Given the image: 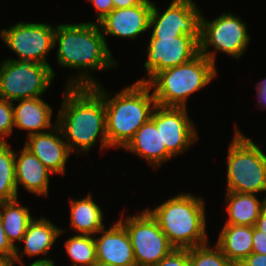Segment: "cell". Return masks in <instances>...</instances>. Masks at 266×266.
I'll return each instance as SVG.
<instances>
[{
    "mask_svg": "<svg viewBox=\"0 0 266 266\" xmlns=\"http://www.w3.org/2000/svg\"><path fill=\"white\" fill-rule=\"evenodd\" d=\"M226 211L228 219L225 224L254 226L263 207L266 197L260 201L256 194L226 192Z\"/></svg>",
    "mask_w": 266,
    "mask_h": 266,
    "instance_id": "603a6c76",
    "label": "cell"
},
{
    "mask_svg": "<svg viewBox=\"0 0 266 266\" xmlns=\"http://www.w3.org/2000/svg\"><path fill=\"white\" fill-rule=\"evenodd\" d=\"M147 210L176 249H189L208 243L205 203L200 197L180 193Z\"/></svg>",
    "mask_w": 266,
    "mask_h": 266,
    "instance_id": "277c9868",
    "label": "cell"
},
{
    "mask_svg": "<svg viewBox=\"0 0 266 266\" xmlns=\"http://www.w3.org/2000/svg\"><path fill=\"white\" fill-rule=\"evenodd\" d=\"M147 60L144 68L148 79L138 82L148 83L158 72L189 62L199 54V43L189 35L178 37H150Z\"/></svg>",
    "mask_w": 266,
    "mask_h": 266,
    "instance_id": "7c38bea8",
    "label": "cell"
},
{
    "mask_svg": "<svg viewBox=\"0 0 266 266\" xmlns=\"http://www.w3.org/2000/svg\"><path fill=\"white\" fill-rule=\"evenodd\" d=\"M52 131V132H51ZM44 133L27 136L24 146L52 173L65 174L68 157L72 153L58 126Z\"/></svg>",
    "mask_w": 266,
    "mask_h": 266,
    "instance_id": "9a60e30c",
    "label": "cell"
},
{
    "mask_svg": "<svg viewBox=\"0 0 266 266\" xmlns=\"http://www.w3.org/2000/svg\"><path fill=\"white\" fill-rule=\"evenodd\" d=\"M13 103L14 127L29 131L28 135L44 133L57 126L52 124V108L42 98H26Z\"/></svg>",
    "mask_w": 266,
    "mask_h": 266,
    "instance_id": "d6986e66",
    "label": "cell"
},
{
    "mask_svg": "<svg viewBox=\"0 0 266 266\" xmlns=\"http://www.w3.org/2000/svg\"><path fill=\"white\" fill-rule=\"evenodd\" d=\"M57 44V63L64 68L83 70L75 75L77 78H70L66 86H95L98 81L88 70H107L118 65L99 24L95 22L55 26V48Z\"/></svg>",
    "mask_w": 266,
    "mask_h": 266,
    "instance_id": "6da1fadb",
    "label": "cell"
},
{
    "mask_svg": "<svg viewBox=\"0 0 266 266\" xmlns=\"http://www.w3.org/2000/svg\"><path fill=\"white\" fill-rule=\"evenodd\" d=\"M15 174L17 191L23 185L30 193L38 196H48L49 176L52 173L25 146L18 153L15 152Z\"/></svg>",
    "mask_w": 266,
    "mask_h": 266,
    "instance_id": "e0dca14e",
    "label": "cell"
},
{
    "mask_svg": "<svg viewBox=\"0 0 266 266\" xmlns=\"http://www.w3.org/2000/svg\"><path fill=\"white\" fill-rule=\"evenodd\" d=\"M154 266H190L189 249H174Z\"/></svg>",
    "mask_w": 266,
    "mask_h": 266,
    "instance_id": "f1b7e54d",
    "label": "cell"
},
{
    "mask_svg": "<svg viewBox=\"0 0 266 266\" xmlns=\"http://www.w3.org/2000/svg\"><path fill=\"white\" fill-rule=\"evenodd\" d=\"M14 128L13 103L0 98V142H6Z\"/></svg>",
    "mask_w": 266,
    "mask_h": 266,
    "instance_id": "83f0119b",
    "label": "cell"
},
{
    "mask_svg": "<svg viewBox=\"0 0 266 266\" xmlns=\"http://www.w3.org/2000/svg\"><path fill=\"white\" fill-rule=\"evenodd\" d=\"M70 227L77 234L95 236L104 228L102 208L94 202L92 194L74 200L70 198Z\"/></svg>",
    "mask_w": 266,
    "mask_h": 266,
    "instance_id": "7402d4cb",
    "label": "cell"
},
{
    "mask_svg": "<svg viewBox=\"0 0 266 266\" xmlns=\"http://www.w3.org/2000/svg\"><path fill=\"white\" fill-rule=\"evenodd\" d=\"M208 245L189 248L190 266H236L217 245L211 247L212 249Z\"/></svg>",
    "mask_w": 266,
    "mask_h": 266,
    "instance_id": "4316f807",
    "label": "cell"
},
{
    "mask_svg": "<svg viewBox=\"0 0 266 266\" xmlns=\"http://www.w3.org/2000/svg\"><path fill=\"white\" fill-rule=\"evenodd\" d=\"M0 215L5 235L11 245L17 248L15 241H22L29 223L34 219L30 215L29 207L21 206L18 199L0 202Z\"/></svg>",
    "mask_w": 266,
    "mask_h": 266,
    "instance_id": "cb8c5ba5",
    "label": "cell"
},
{
    "mask_svg": "<svg viewBox=\"0 0 266 266\" xmlns=\"http://www.w3.org/2000/svg\"><path fill=\"white\" fill-rule=\"evenodd\" d=\"M1 62L0 98L12 103L42 96L55 78L50 65L19 58H6Z\"/></svg>",
    "mask_w": 266,
    "mask_h": 266,
    "instance_id": "52a82bcc",
    "label": "cell"
},
{
    "mask_svg": "<svg viewBox=\"0 0 266 266\" xmlns=\"http://www.w3.org/2000/svg\"><path fill=\"white\" fill-rule=\"evenodd\" d=\"M256 90H257V96H258V104H260L263 109H266V78L262 81H260L259 83H257L256 86Z\"/></svg>",
    "mask_w": 266,
    "mask_h": 266,
    "instance_id": "836d02e7",
    "label": "cell"
},
{
    "mask_svg": "<svg viewBox=\"0 0 266 266\" xmlns=\"http://www.w3.org/2000/svg\"><path fill=\"white\" fill-rule=\"evenodd\" d=\"M227 156V190L257 194L266 191V154L235 129Z\"/></svg>",
    "mask_w": 266,
    "mask_h": 266,
    "instance_id": "8992f818",
    "label": "cell"
},
{
    "mask_svg": "<svg viewBox=\"0 0 266 266\" xmlns=\"http://www.w3.org/2000/svg\"><path fill=\"white\" fill-rule=\"evenodd\" d=\"M88 2H91L97 11V21L95 22L97 24L114 9L112 0H88Z\"/></svg>",
    "mask_w": 266,
    "mask_h": 266,
    "instance_id": "4dcf8cb0",
    "label": "cell"
},
{
    "mask_svg": "<svg viewBox=\"0 0 266 266\" xmlns=\"http://www.w3.org/2000/svg\"><path fill=\"white\" fill-rule=\"evenodd\" d=\"M55 27L46 23L18 22L0 31L5 45L20 59L49 65L47 54L54 49Z\"/></svg>",
    "mask_w": 266,
    "mask_h": 266,
    "instance_id": "30bf717a",
    "label": "cell"
},
{
    "mask_svg": "<svg viewBox=\"0 0 266 266\" xmlns=\"http://www.w3.org/2000/svg\"><path fill=\"white\" fill-rule=\"evenodd\" d=\"M118 221L129 235L136 266H154L175 249L147 209Z\"/></svg>",
    "mask_w": 266,
    "mask_h": 266,
    "instance_id": "9c48e42d",
    "label": "cell"
},
{
    "mask_svg": "<svg viewBox=\"0 0 266 266\" xmlns=\"http://www.w3.org/2000/svg\"><path fill=\"white\" fill-rule=\"evenodd\" d=\"M246 23L236 15L223 13L211 22L201 16L199 53L214 65L218 51L236 59L241 58L247 49L250 37ZM214 47L209 51L208 47Z\"/></svg>",
    "mask_w": 266,
    "mask_h": 266,
    "instance_id": "ba28073f",
    "label": "cell"
},
{
    "mask_svg": "<svg viewBox=\"0 0 266 266\" xmlns=\"http://www.w3.org/2000/svg\"><path fill=\"white\" fill-rule=\"evenodd\" d=\"M123 149L135 153L155 169L174 157L162 145L160 130L151 118L136 131Z\"/></svg>",
    "mask_w": 266,
    "mask_h": 266,
    "instance_id": "ac0fdd59",
    "label": "cell"
},
{
    "mask_svg": "<svg viewBox=\"0 0 266 266\" xmlns=\"http://www.w3.org/2000/svg\"><path fill=\"white\" fill-rule=\"evenodd\" d=\"M64 91L56 121L69 150L88 153L98 137L101 149L110 148L102 95L93 86H66Z\"/></svg>",
    "mask_w": 266,
    "mask_h": 266,
    "instance_id": "7a4b0ae2",
    "label": "cell"
},
{
    "mask_svg": "<svg viewBox=\"0 0 266 266\" xmlns=\"http://www.w3.org/2000/svg\"><path fill=\"white\" fill-rule=\"evenodd\" d=\"M15 251L16 248L11 245L7 236L5 235L0 215V258L13 260L15 256Z\"/></svg>",
    "mask_w": 266,
    "mask_h": 266,
    "instance_id": "f546056e",
    "label": "cell"
},
{
    "mask_svg": "<svg viewBox=\"0 0 266 266\" xmlns=\"http://www.w3.org/2000/svg\"><path fill=\"white\" fill-rule=\"evenodd\" d=\"M0 266H14V261L5 258H0Z\"/></svg>",
    "mask_w": 266,
    "mask_h": 266,
    "instance_id": "74e56055",
    "label": "cell"
},
{
    "mask_svg": "<svg viewBox=\"0 0 266 266\" xmlns=\"http://www.w3.org/2000/svg\"><path fill=\"white\" fill-rule=\"evenodd\" d=\"M92 266H112V265H105V264H102V263H99V262H96L94 265Z\"/></svg>",
    "mask_w": 266,
    "mask_h": 266,
    "instance_id": "f35d334b",
    "label": "cell"
},
{
    "mask_svg": "<svg viewBox=\"0 0 266 266\" xmlns=\"http://www.w3.org/2000/svg\"><path fill=\"white\" fill-rule=\"evenodd\" d=\"M18 199L15 174V151L6 142H0V202Z\"/></svg>",
    "mask_w": 266,
    "mask_h": 266,
    "instance_id": "d4e9b609",
    "label": "cell"
},
{
    "mask_svg": "<svg viewBox=\"0 0 266 266\" xmlns=\"http://www.w3.org/2000/svg\"><path fill=\"white\" fill-rule=\"evenodd\" d=\"M160 130L162 145L175 157L186 152L198 140L194 123L186 107L156 105L150 117Z\"/></svg>",
    "mask_w": 266,
    "mask_h": 266,
    "instance_id": "4fadbf2b",
    "label": "cell"
},
{
    "mask_svg": "<svg viewBox=\"0 0 266 266\" xmlns=\"http://www.w3.org/2000/svg\"><path fill=\"white\" fill-rule=\"evenodd\" d=\"M216 75V66L199 53L187 63L158 72L147 84L154 89L156 105L187 107L190 95L210 84Z\"/></svg>",
    "mask_w": 266,
    "mask_h": 266,
    "instance_id": "5b68a950",
    "label": "cell"
},
{
    "mask_svg": "<svg viewBox=\"0 0 266 266\" xmlns=\"http://www.w3.org/2000/svg\"><path fill=\"white\" fill-rule=\"evenodd\" d=\"M114 9L130 8L140 4L143 0H112Z\"/></svg>",
    "mask_w": 266,
    "mask_h": 266,
    "instance_id": "e575fe53",
    "label": "cell"
},
{
    "mask_svg": "<svg viewBox=\"0 0 266 266\" xmlns=\"http://www.w3.org/2000/svg\"><path fill=\"white\" fill-rule=\"evenodd\" d=\"M153 2L149 29L151 37H178L189 35L200 43L201 11L194 0H172L163 13Z\"/></svg>",
    "mask_w": 266,
    "mask_h": 266,
    "instance_id": "8fae6325",
    "label": "cell"
},
{
    "mask_svg": "<svg viewBox=\"0 0 266 266\" xmlns=\"http://www.w3.org/2000/svg\"><path fill=\"white\" fill-rule=\"evenodd\" d=\"M152 7V1L143 0L130 8L113 9L98 23L103 36L105 39L106 35L135 39L149 29Z\"/></svg>",
    "mask_w": 266,
    "mask_h": 266,
    "instance_id": "5bb4252c",
    "label": "cell"
},
{
    "mask_svg": "<svg viewBox=\"0 0 266 266\" xmlns=\"http://www.w3.org/2000/svg\"><path fill=\"white\" fill-rule=\"evenodd\" d=\"M23 266L24 262L21 263ZM29 266H55L54 265V260L48 259V258H40L35 260L32 264H30Z\"/></svg>",
    "mask_w": 266,
    "mask_h": 266,
    "instance_id": "8d00e7d4",
    "label": "cell"
},
{
    "mask_svg": "<svg viewBox=\"0 0 266 266\" xmlns=\"http://www.w3.org/2000/svg\"><path fill=\"white\" fill-rule=\"evenodd\" d=\"M253 230L254 226L224 224L216 245L237 266L252 253Z\"/></svg>",
    "mask_w": 266,
    "mask_h": 266,
    "instance_id": "44dd1931",
    "label": "cell"
},
{
    "mask_svg": "<svg viewBox=\"0 0 266 266\" xmlns=\"http://www.w3.org/2000/svg\"><path fill=\"white\" fill-rule=\"evenodd\" d=\"M98 233L101 237L94 236L97 262L112 266H136L129 235L119 221Z\"/></svg>",
    "mask_w": 266,
    "mask_h": 266,
    "instance_id": "2e32d148",
    "label": "cell"
},
{
    "mask_svg": "<svg viewBox=\"0 0 266 266\" xmlns=\"http://www.w3.org/2000/svg\"><path fill=\"white\" fill-rule=\"evenodd\" d=\"M93 87L104 99L108 144L110 148L123 149L151 117L156 106L152 89L147 83L136 81L116 95L109 96L99 82Z\"/></svg>",
    "mask_w": 266,
    "mask_h": 266,
    "instance_id": "3957f363",
    "label": "cell"
},
{
    "mask_svg": "<svg viewBox=\"0 0 266 266\" xmlns=\"http://www.w3.org/2000/svg\"><path fill=\"white\" fill-rule=\"evenodd\" d=\"M64 231L55 226L49 219L41 217L40 219H33L25 232L21 243L24 244L22 254L19 255L20 248L17 247L15 256L13 258L14 263H22V255L27 256H45L49 253V250L56 242L57 238ZM21 256V257H20Z\"/></svg>",
    "mask_w": 266,
    "mask_h": 266,
    "instance_id": "ffe728a7",
    "label": "cell"
},
{
    "mask_svg": "<svg viewBox=\"0 0 266 266\" xmlns=\"http://www.w3.org/2000/svg\"><path fill=\"white\" fill-rule=\"evenodd\" d=\"M252 242V253L266 255V233L261 232L254 227Z\"/></svg>",
    "mask_w": 266,
    "mask_h": 266,
    "instance_id": "1f68e13d",
    "label": "cell"
},
{
    "mask_svg": "<svg viewBox=\"0 0 266 266\" xmlns=\"http://www.w3.org/2000/svg\"><path fill=\"white\" fill-rule=\"evenodd\" d=\"M254 227L257 230L266 233V205L263 207Z\"/></svg>",
    "mask_w": 266,
    "mask_h": 266,
    "instance_id": "d590c367",
    "label": "cell"
},
{
    "mask_svg": "<svg viewBox=\"0 0 266 266\" xmlns=\"http://www.w3.org/2000/svg\"><path fill=\"white\" fill-rule=\"evenodd\" d=\"M64 245L73 266H92L97 262L94 236L76 234Z\"/></svg>",
    "mask_w": 266,
    "mask_h": 266,
    "instance_id": "484cf974",
    "label": "cell"
},
{
    "mask_svg": "<svg viewBox=\"0 0 266 266\" xmlns=\"http://www.w3.org/2000/svg\"><path fill=\"white\" fill-rule=\"evenodd\" d=\"M237 266H266V255L251 253Z\"/></svg>",
    "mask_w": 266,
    "mask_h": 266,
    "instance_id": "d6a6232c",
    "label": "cell"
}]
</instances>
